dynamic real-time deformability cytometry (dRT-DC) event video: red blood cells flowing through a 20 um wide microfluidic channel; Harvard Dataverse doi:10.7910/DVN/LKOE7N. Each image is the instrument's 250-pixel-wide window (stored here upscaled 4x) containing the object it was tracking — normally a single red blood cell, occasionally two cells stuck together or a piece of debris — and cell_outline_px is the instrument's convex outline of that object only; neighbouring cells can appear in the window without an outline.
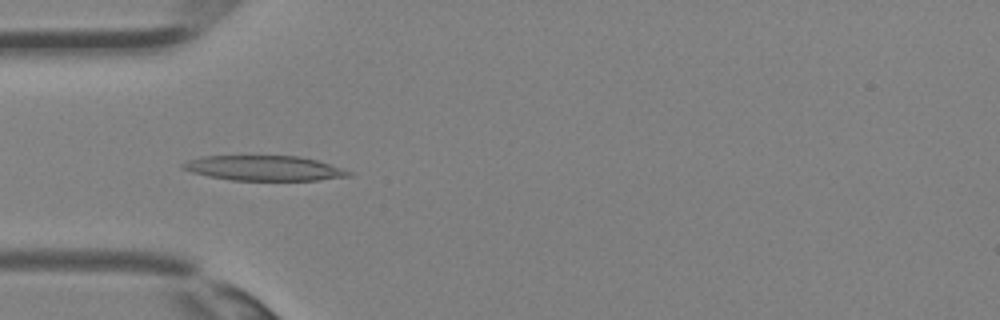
{"species": "Egyptian fruit bat (a non-hibernating species)", "species_latin": "Rousettus aegyptiacus", "temperature_condition": "room temperature", "stored_images_in_passage": 35, "camera_frame_rate_fps": 3000, "um_per_image_px": 0.085, "animal": {"sex": "female"}, "frame": {"image": 1, "passage_image": 11, "time_ms": 3.333, "image_size_px": [1000, 320], "cell_outline_px": [[352, 176], [320, 180], [232, 180], [208, 176], [192, 172], [180, 168], [180, 164], [188, 160], [204, 156], [296, 156], [316, 160], [352, 172]], "centroid_in_image_um": [22.42, 14.3], "position_along_channel_um": 62.6, "area_um2": 23.99}}
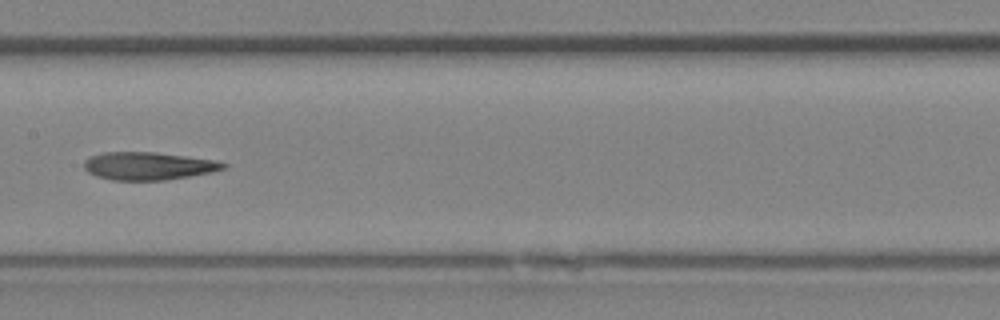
{"frame": {"image": 2, "passage_image": 18, "time_ms": 5.667, "image_size_px": [1000, 320], "cell_outline_px": [[228, 168], [212, 172], [164, 180], [112, 180], [96, 176], [88, 172], [84, 168], [84, 160], [88, 156], [104, 152], [152, 152], [216, 160], [228, 164]], "centroid_in_image_um": [12.59, 14.1], "position_along_channel_um": 194.8, "area_um2": 22.6}}
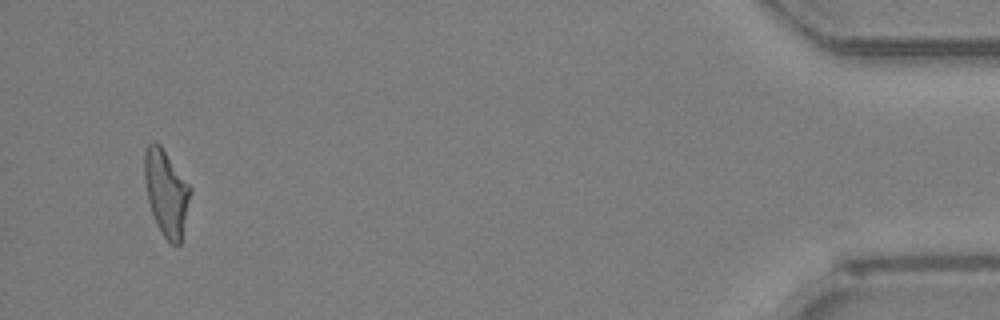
{"frame": {"image": 3, "passage_image": 34, "time_ms": 11.0, "image_size_px": [1000, 320], "cell_outline_px": [[192, 192], [180, 244], [172, 244], [160, 232], [156, 224], [148, 200], [144, 180], [144, 148], [152, 140], [160, 144], [192, 188]], "centroid_in_image_um": [14.12, 16.34], "position_along_channel_um": 421.1, "area_um2": 23.06}}